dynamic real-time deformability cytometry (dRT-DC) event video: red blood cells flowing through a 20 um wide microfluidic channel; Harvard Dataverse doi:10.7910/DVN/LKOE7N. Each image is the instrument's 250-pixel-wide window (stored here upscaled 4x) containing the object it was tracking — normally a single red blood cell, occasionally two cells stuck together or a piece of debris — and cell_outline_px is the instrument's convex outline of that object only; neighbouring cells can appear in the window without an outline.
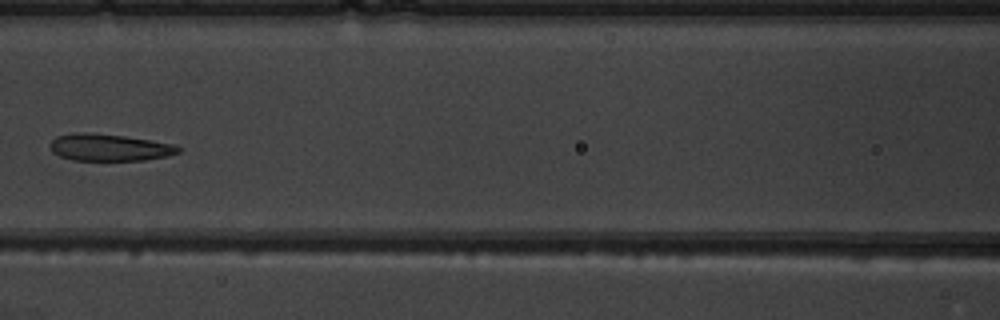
{"species": "common noctule bat (a hibernating species)", "species_latin": "Nyctalus noctula", "temperature_condition": "warm", "stored_images_in_passage": 6, "camera_frame_rate_fps": 3000, "um_per_image_px": 0.085, "animal": {"sex": "male", "body_mass_g": 19.5, "forearm_length_mm": 54.6}, "frame": {"image": 1, "passage_image": 6, "time_ms": 5.667, "image_size_px": [1000, 320], "cell_outline_px": [[184, 148], [180, 152], [168, 156], [144, 160], [72, 160], [60, 156], [52, 152], [48, 144], [56, 136], [76, 132], [84, 132], [124, 136], [172, 144]], "centroid_in_image_um": [9.27, 12.53], "position_along_channel_um": 157.3, "area_um2": 20.17}}